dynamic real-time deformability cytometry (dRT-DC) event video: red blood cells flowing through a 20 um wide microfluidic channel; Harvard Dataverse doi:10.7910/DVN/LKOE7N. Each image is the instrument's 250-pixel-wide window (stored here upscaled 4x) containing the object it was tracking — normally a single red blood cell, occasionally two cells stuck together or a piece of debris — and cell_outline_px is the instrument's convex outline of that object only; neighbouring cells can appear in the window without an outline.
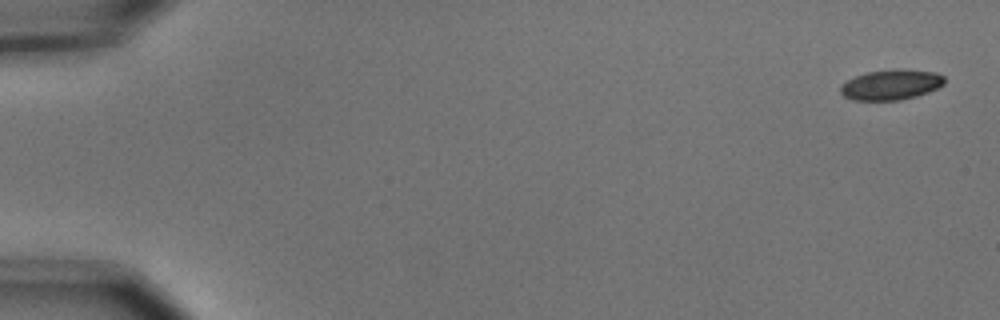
{"species": "common noctule bat (a hibernating species)", "species_latin": "Nyctalus noctula", "temperature_condition": "cold", "stored_images_in_passage": 5, "camera_frame_rate_fps": 3000, "um_per_image_px": 0.085, "animal": {"sex": "male", "body_mass_g": 15.6}, "frame": {"image": 1, "passage_image": 1, "time_ms": 0.0, "image_size_px": [1000, 320], "cell_outline_px": [[944, 84], [928, 92], [916, 96], [900, 100], [852, 100], [844, 96], [840, 92], [840, 84], [856, 76], [868, 72], [896, 68], [936, 72], [944, 76]], "centroid_in_image_um": [75.73, 7.19], "position_along_channel_um": 9.3, "area_um2": 18.38}}
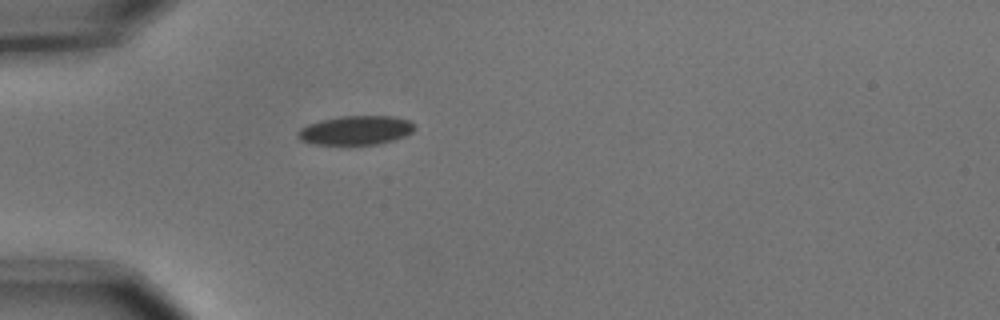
{"frame": {"image": 2, "passage_image": 5, "time_ms": 1.333, "image_size_px": [1000, 320], "cell_outline_px": [[416, 128], [412, 132], [404, 136], [392, 140], [376, 144], [316, 144], [300, 140], [296, 136], [296, 132], [300, 128], [308, 124], [340, 116], [392, 116], [408, 120]], "centroid_in_image_um": [30.22, 11.07], "position_along_channel_um": 54.8, "area_um2": 19.54}}